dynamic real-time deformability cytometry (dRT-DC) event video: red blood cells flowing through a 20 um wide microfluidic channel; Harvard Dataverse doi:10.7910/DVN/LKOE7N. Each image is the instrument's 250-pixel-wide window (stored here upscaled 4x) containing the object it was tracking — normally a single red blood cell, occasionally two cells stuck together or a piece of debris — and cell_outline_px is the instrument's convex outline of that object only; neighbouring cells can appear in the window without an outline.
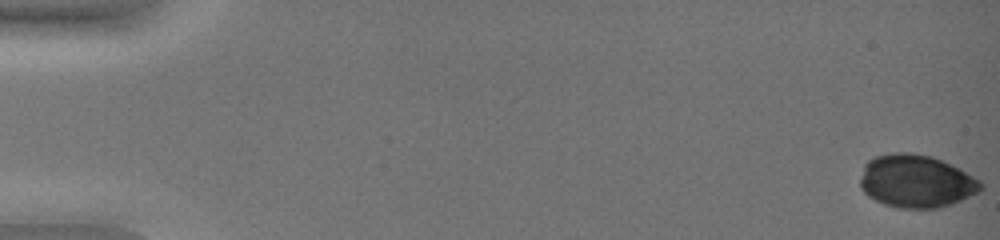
{"species": "common noctule bat (a hibernating species)", "species_latin": "Nyctalus noctula", "temperature_condition": "warm", "stored_images_in_passage": 53, "camera_frame_rate_fps": 3000, "um_per_image_px": 0.085, "animal": {"sex": "female", "body_mass_g": 19.0, "forearm_length_mm": 51.5}, "frame": {"image": 1, "passage_image": 1, "time_ms": 0.0, "image_size_px": [1000, 240], "cell_outline_px": [[984, 188], [980, 192], [952, 204], [940, 208], [896, 208], [884, 204], [868, 196], [860, 188], [860, 180], [864, 164], [868, 160], [876, 156], [892, 152], [908, 152], [932, 156], [952, 164], [960, 168], [980, 180], [984, 184]], "centroid_in_image_um": [77.9, 15.4], "position_along_channel_um": 7.1, "area_um2": 37.63}}
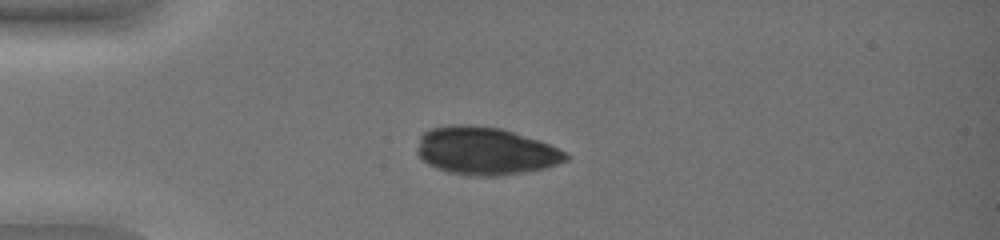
{"frame": {"image": 2, "passage_image": 16, "time_ms": 5.0, "image_size_px": [1000, 240], "cell_outline_px": [[568, 160], [544, 168], [528, 172], [504, 176], [468, 176], [448, 172], [436, 168], [428, 164], [416, 152], [416, 148], [420, 136], [424, 132], [432, 128], [452, 124], [464, 124], [500, 128], [540, 140], [568, 152]], "centroid_in_image_um": [41.27, 12.84], "position_along_channel_um": 43.7, "area_um2": 41.73}}